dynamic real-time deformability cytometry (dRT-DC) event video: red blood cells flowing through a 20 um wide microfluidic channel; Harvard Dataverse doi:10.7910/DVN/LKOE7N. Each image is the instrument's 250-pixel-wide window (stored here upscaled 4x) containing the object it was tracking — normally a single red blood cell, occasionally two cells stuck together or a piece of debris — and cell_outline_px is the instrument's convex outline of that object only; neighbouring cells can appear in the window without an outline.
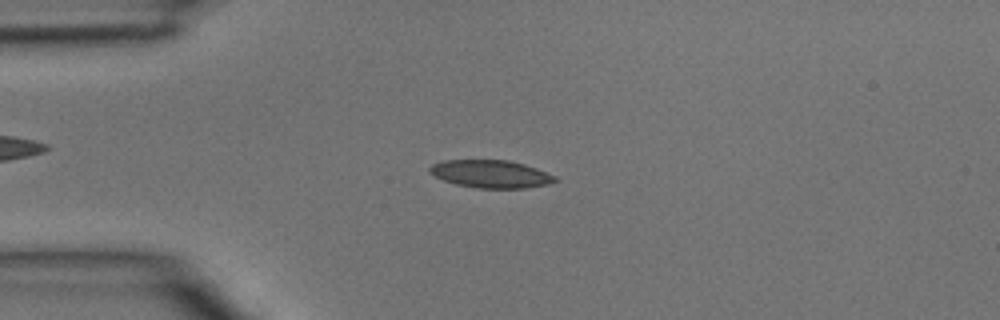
{"species": "common noctule bat (a hibernating species)", "species_latin": "Nyctalus noctula", "temperature_condition": "room temperature", "stored_images_in_passage": 44, "camera_frame_rate_fps": 3000, "um_per_image_px": 0.085, "animal": {"sex": "male", "body_mass_g": 15.6}, "frame": {"image": 1, "passage_image": 10, "time_ms": 3.0, "image_size_px": [1000, 320], "cell_outline_px": [[560, 180], [548, 184], [524, 188], [476, 188], [456, 184], [444, 180], [428, 172], [428, 168], [432, 164], [444, 160], [508, 160], [524, 164], [536, 168], [556, 176]], "centroid_in_image_um": [41.73, 14.78], "position_along_channel_um": 43.3, "area_um2": 20.29}}
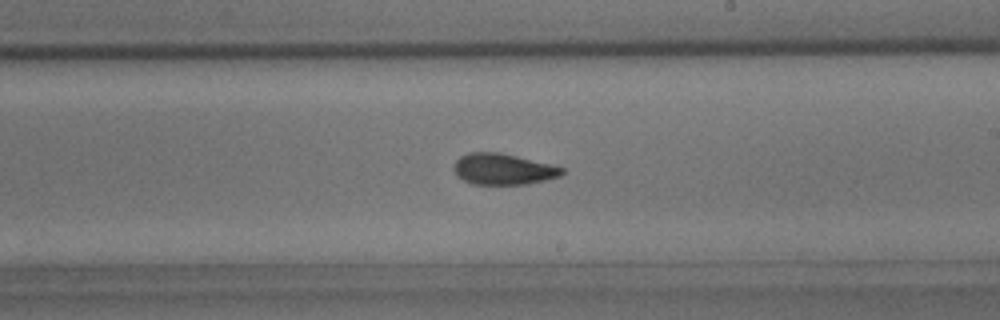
{"frame": {"image": 2, "passage_image": 25, "time_ms": 8.0, "image_size_px": [1000, 320], "cell_outline_px": [[564, 172], [560, 176], [528, 184], [472, 184], [456, 176], [452, 168], [456, 160], [460, 156], [468, 152], [500, 152], [564, 168]], "centroid_in_image_um": [42.71, 14.37], "position_along_channel_um": 246.3, "area_um2": 19.54}}
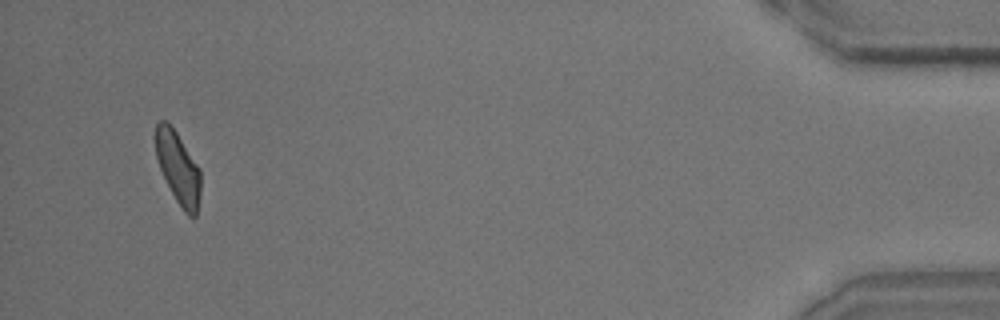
{"frame": {"image": 3, "passage_image": 42, "time_ms": 13.667, "image_size_px": [1000, 320], "cell_outline_px": [[200, 192], [196, 216], [188, 216], [184, 212], [176, 200], [160, 168], [156, 156], [156, 124], [160, 120], [164, 120], [176, 132], [200, 168]], "centroid_in_image_um": [15.15, 14.28], "position_along_channel_um": 420.0, "area_um2": 18.5}}